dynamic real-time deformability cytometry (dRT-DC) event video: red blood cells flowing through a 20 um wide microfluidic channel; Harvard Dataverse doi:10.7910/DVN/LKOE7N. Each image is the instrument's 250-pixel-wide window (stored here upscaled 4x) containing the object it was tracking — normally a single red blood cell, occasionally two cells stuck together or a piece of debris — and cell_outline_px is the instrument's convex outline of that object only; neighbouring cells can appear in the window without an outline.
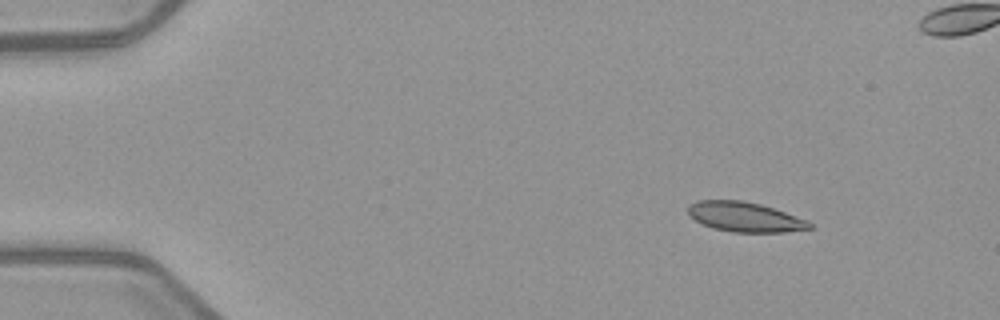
{"species": "common noctule bat (a hibernating species)", "species_latin": "Nyctalus noctula", "temperature_condition": "warm", "stored_images_in_passage": 5, "camera_frame_rate_fps": 3000, "um_per_image_px": 0.085, "animal": {"sex": "female", "body_mass_g": 21.9}, "frame": {"image": 1, "passage_image": 1, "time_ms": 0.0, "image_size_px": [1000, 320], "cell_outline_px": [[812, 228], [784, 232], [732, 232], [712, 228], [696, 220], [688, 212], [688, 208], [696, 200], [744, 200], [760, 204], [808, 220], [812, 224]], "centroid_in_image_um": [63.33, 18.44], "position_along_channel_um": 21.7, "area_um2": 20.87}}
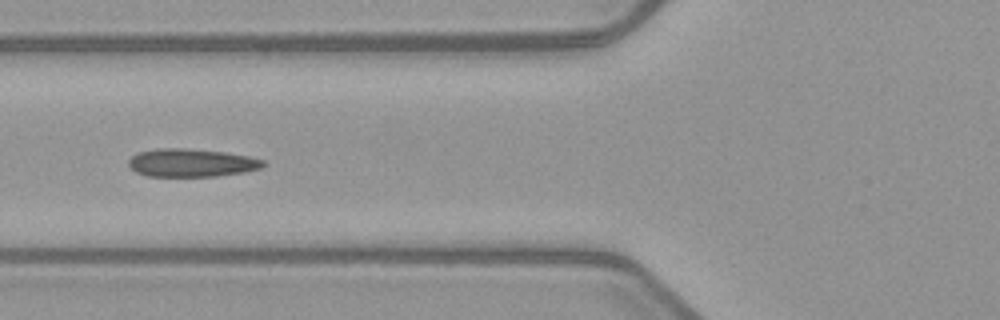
{"frame": {"image": 2, "passage_image": 5, "time_ms": 4.667, "image_size_px": [1000, 320], "cell_outline_px": [[268, 164], [260, 168], [244, 172], [216, 176], [148, 176], [136, 172], [128, 164], [128, 160], [136, 152], [156, 148], [184, 148], [224, 152], [248, 156], [264, 160]], "centroid_in_image_um": [16.26, 13.83], "position_along_channel_um": 109.5, "area_um2": 22.08}}